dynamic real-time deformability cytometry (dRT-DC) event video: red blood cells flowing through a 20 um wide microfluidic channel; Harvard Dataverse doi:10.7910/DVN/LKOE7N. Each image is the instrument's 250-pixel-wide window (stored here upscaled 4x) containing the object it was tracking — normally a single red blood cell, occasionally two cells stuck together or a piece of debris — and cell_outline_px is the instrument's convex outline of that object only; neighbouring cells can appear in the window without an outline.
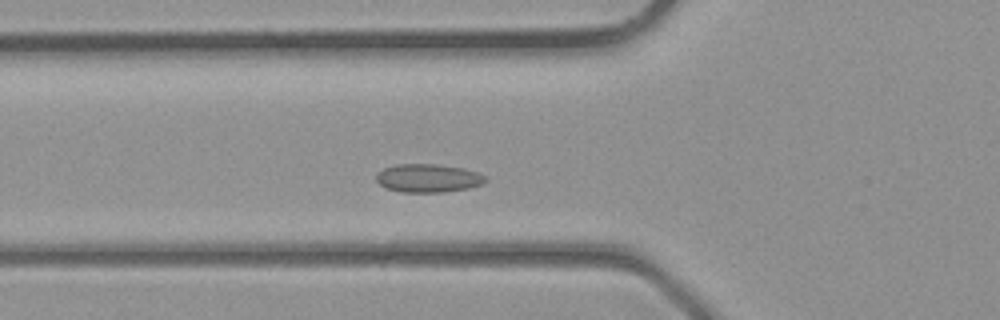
{"species": "common noctule bat (a hibernating species)", "species_latin": "Nyctalus noctula", "temperature_condition": "room temperature", "stored_images_in_passage": 33, "camera_frame_rate_fps": 3000, "um_per_image_px": 0.085, "animal": {"sex": "male", "body_mass_g": 23.1, "forearm_length_mm": 52.7}, "frame": {"image": 1, "passage_image": 8, "time_ms": 2.333, "image_size_px": [1000, 320], "cell_outline_px": [[488, 180], [480, 184], [468, 188], [444, 192], [400, 192], [388, 188], [380, 184], [376, 180], [376, 172], [384, 168], [396, 164], [436, 164], [464, 168], [480, 172]], "centroid_in_image_um": [36.39, 15.13], "position_along_channel_um": 89.4, "area_um2": 18.09}}
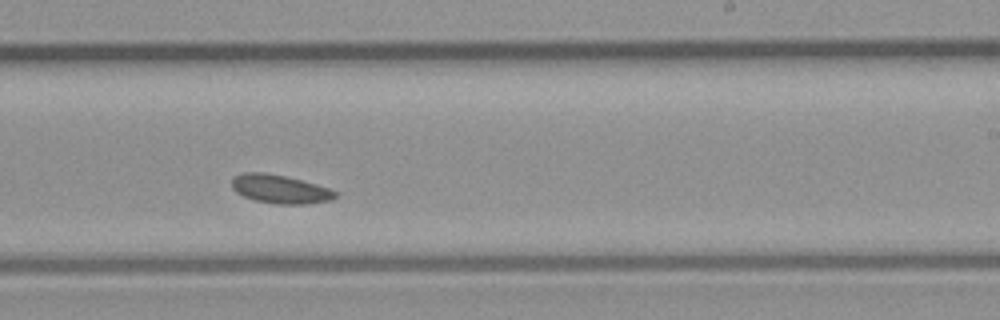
{"frame": {"image": 2, "passage_image": 18, "time_ms": 5.667, "image_size_px": [1000, 320], "cell_outline_px": [[340, 192], [332, 200], [304, 204], [276, 204], [256, 200], [244, 196], [236, 192], [232, 188], [232, 176], [244, 172], [264, 172], [284, 176], [316, 184]], "centroid_in_image_um": [23.8, 16.07], "position_along_channel_um": 265.2, "area_um2": 17.22}}
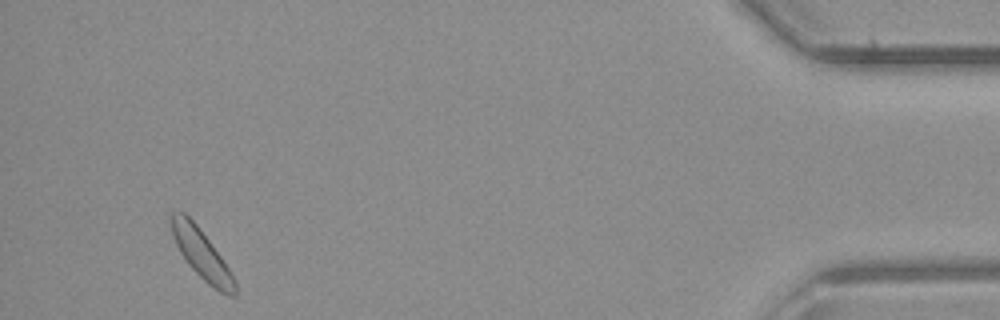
{"frame": {"image": 3, "passage_image": 31, "time_ms": 10.0, "image_size_px": [1000, 320], "cell_outline_px": [[236, 296], [228, 296], [220, 292], [208, 284], [188, 264], [180, 252], [172, 236], [168, 216], [172, 212], [184, 212], [196, 224], [220, 256], [228, 268], [236, 284]], "centroid_in_image_um": [17.09, 21.58], "position_along_channel_um": 418.1, "area_um2": 18.03}}